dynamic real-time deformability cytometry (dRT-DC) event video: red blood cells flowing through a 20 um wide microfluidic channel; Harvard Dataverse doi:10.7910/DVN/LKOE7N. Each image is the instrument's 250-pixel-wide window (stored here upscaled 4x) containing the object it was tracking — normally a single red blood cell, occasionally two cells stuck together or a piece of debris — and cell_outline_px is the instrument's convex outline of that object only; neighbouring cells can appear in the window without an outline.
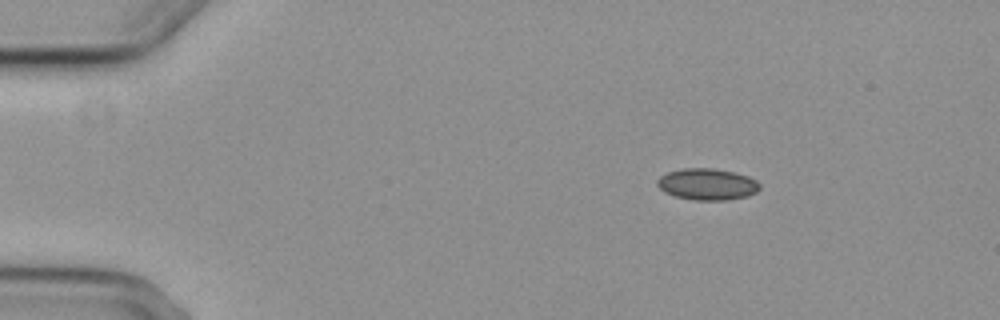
{"species": "common noctule bat (a hibernating species)", "species_latin": "Nyctalus noctula", "temperature_condition": "cold", "stored_images_in_passage": 5, "segment_of_instrument_passage": [1, 2], "camera_frame_rate_fps": 3000, "um_per_image_px": 0.085, "animal": {"sex": "female", "body_mass_g": 29.2, "forearm_length_mm": 56.3}, "frame": {"image": 1, "passage_image": 2, "time_ms": 1.333, "image_size_px": [1000, 320], "cell_outline_px": [[760, 188], [756, 192], [748, 196], [728, 200], [692, 200], [676, 196], [664, 192], [656, 184], [656, 180], [660, 176], [668, 172], [684, 168], [712, 168], [732, 172], [748, 176], [756, 180], [760, 184]], "centroid_in_image_um": [60.11, 15.66], "position_along_channel_um": 24.9, "area_um2": 18.84}}